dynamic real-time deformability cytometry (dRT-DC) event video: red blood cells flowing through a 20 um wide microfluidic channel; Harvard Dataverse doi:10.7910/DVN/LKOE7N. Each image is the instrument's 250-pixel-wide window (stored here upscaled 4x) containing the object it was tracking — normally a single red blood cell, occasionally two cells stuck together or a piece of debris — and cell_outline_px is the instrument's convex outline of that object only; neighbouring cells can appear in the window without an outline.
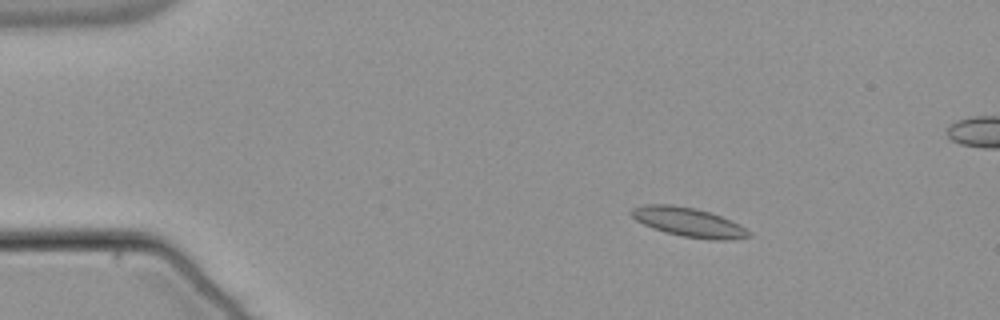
{"species": "common noctule bat (a hibernating species)", "species_latin": "Nyctalus noctula", "temperature_condition": "warm", "stored_images_in_passage": 56, "segment_of_instrument_passage": [1, 2], "camera_frame_rate_fps": 3000, "um_per_image_px": 0.085, "animal": {"sex": "male", "body_mass_g": 21.5, "forearm_length_mm": 52.0}, "frame": {"image": 1, "passage_image": 9, "time_ms": 2.667, "image_size_px": [1000, 320], "cell_outline_px": [[752, 236], [732, 240], [712, 240], [684, 236], [664, 232], [652, 228], [636, 220], [628, 212], [632, 208], [644, 204], [672, 204], [696, 208], [712, 212], [740, 224], [752, 232]], "centroid_in_image_um": [58.56, 18.88], "position_along_channel_um": 26.4, "area_um2": 20.29}}
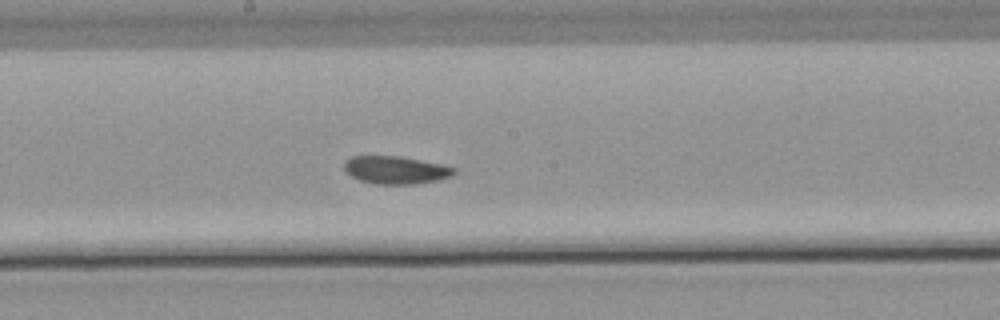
{"frame": {"image": 2, "passage_image": 30, "time_ms": 9.667, "image_size_px": [1000, 320], "cell_outline_px": [[456, 172], [452, 176], [436, 180], [416, 184], [376, 184], [360, 180], [352, 176], [344, 168], [344, 160], [352, 156], [400, 156], [440, 164], [456, 168]], "centroid_in_image_um": [33.63, 14.45], "position_along_channel_um": 214.6, "area_um2": 17.69}}
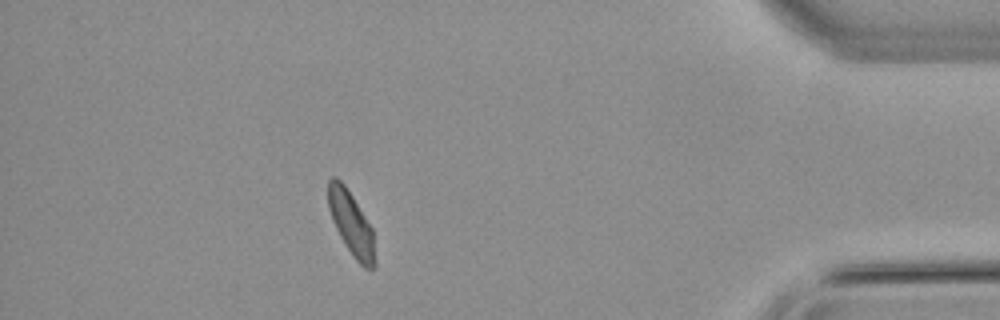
{"frame": {"image": 3, "passage_image": 49, "time_ms": 16.0, "image_size_px": [1000, 320], "cell_outline_px": [[376, 264], [372, 268], [364, 268], [352, 256], [340, 236], [332, 220], [328, 208], [328, 180], [332, 176], [336, 176], [344, 184], [352, 196], [372, 228], [376, 260]], "centroid_in_image_um": [29.85, 19.0], "position_along_channel_um": 405.4, "area_um2": 17.28}}